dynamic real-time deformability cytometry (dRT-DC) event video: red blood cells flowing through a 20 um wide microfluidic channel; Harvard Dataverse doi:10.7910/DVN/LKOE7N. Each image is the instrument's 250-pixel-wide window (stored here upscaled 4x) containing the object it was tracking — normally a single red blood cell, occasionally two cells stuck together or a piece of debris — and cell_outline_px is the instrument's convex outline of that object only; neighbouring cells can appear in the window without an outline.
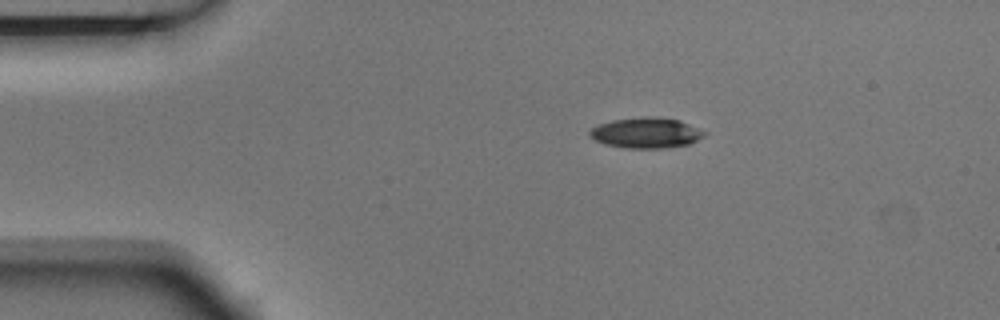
{"species": "Egyptian fruit bat (a non-hibernating species)", "species_latin": "Rousettus aegyptiacus", "temperature_condition": "room temperature", "stored_images_in_passage": 4, "camera_frame_rate_fps": 3000, "um_per_image_px": 0.085, "animal": {"sex": "male"}, "frame": {"image": 1, "passage_image": 1, "time_ms": 0.0, "image_size_px": [1000, 320], "cell_outline_px": [[708, 132], [704, 136], [688, 144], [664, 148], [628, 148], [604, 144], [588, 136], [588, 132], [592, 128], [600, 124], [612, 120], [644, 116], [652, 116], [680, 120]], "centroid_in_image_um": [54.92, 11.28], "position_along_channel_um": 30.1, "area_um2": 20.4}}
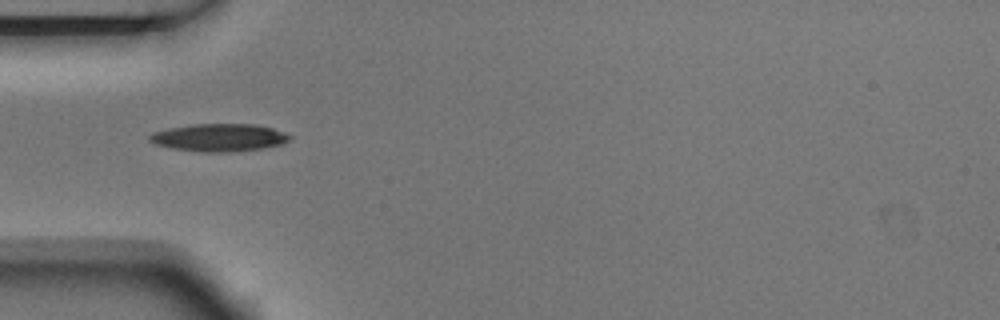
{"frame": {"image": 2, "passage_image": 3, "time_ms": 0.667, "image_size_px": [1000, 320], "cell_outline_px": [[292, 140], [280, 144], [264, 148], [228, 152], [200, 152], [172, 148], [156, 144], [148, 140], [148, 136], [152, 132], [192, 124], [256, 124], [272, 128], [284, 132], [292, 136]], "centroid_in_image_um": [18.65, 11.69], "position_along_channel_um": 66.4, "area_um2": 22.6}}
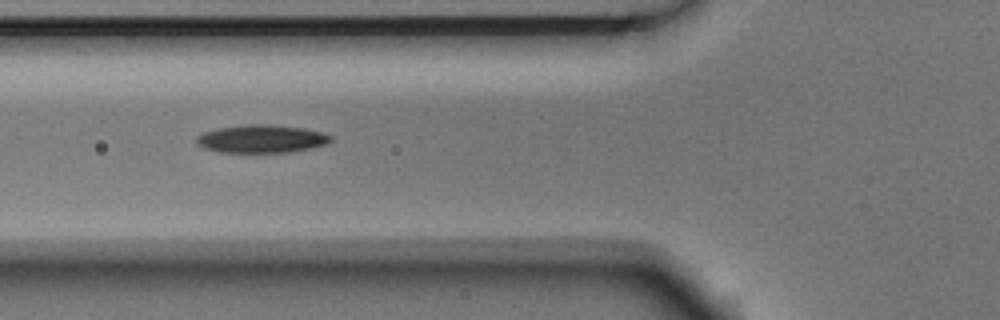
{"frame": {"image": 3, "passage_image": 4, "time_ms": 1.0, "image_size_px": [1000, 320], "cell_outline_px": [[332, 140], [328, 144], [312, 148], [292, 152], [252, 156], [220, 152], [204, 148], [196, 144], [196, 136], [204, 132], [220, 128], [248, 124], [268, 124], [304, 128], [320, 132], [332, 136]], "centroid_in_image_um": [22.22, 11.86], "position_along_channel_um": 103.6, "area_um2": 22.95}}